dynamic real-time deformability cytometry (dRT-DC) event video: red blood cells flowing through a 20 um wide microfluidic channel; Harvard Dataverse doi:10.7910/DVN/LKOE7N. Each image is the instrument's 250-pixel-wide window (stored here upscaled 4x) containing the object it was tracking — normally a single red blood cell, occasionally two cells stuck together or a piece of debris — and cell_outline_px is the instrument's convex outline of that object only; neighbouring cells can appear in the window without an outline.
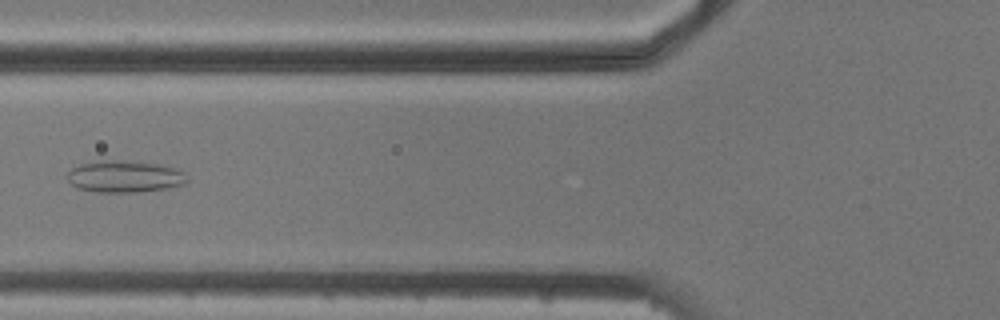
{"species": "common noctule bat (a hibernating species)", "species_latin": "Nyctalus noctula", "temperature_condition": "cold", "stored_images_in_passage": 6, "camera_frame_rate_fps": 3000, "um_per_image_px": 0.085, "animal": {"sex": "male", "body_mass_g": 20.5, "forearm_length_mm": 52.5}, "frame": {"image": 1, "passage_image": 6, "time_ms": 6.667, "image_size_px": [1000, 320], "cell_outline_px": [[188, 180], [184, 184], [168, 188], [136, 192], [96, 192], [76, 188], [68, 180], [68, 172], [72, 168], [80, 164], [104, 160], [124, 160], [156, 164], [172, 168], [184, 172]], "centroid_in_image_um": [10.57, 15.01], "position_along_channel_um": 115.2, "area_um2": 22.08}}